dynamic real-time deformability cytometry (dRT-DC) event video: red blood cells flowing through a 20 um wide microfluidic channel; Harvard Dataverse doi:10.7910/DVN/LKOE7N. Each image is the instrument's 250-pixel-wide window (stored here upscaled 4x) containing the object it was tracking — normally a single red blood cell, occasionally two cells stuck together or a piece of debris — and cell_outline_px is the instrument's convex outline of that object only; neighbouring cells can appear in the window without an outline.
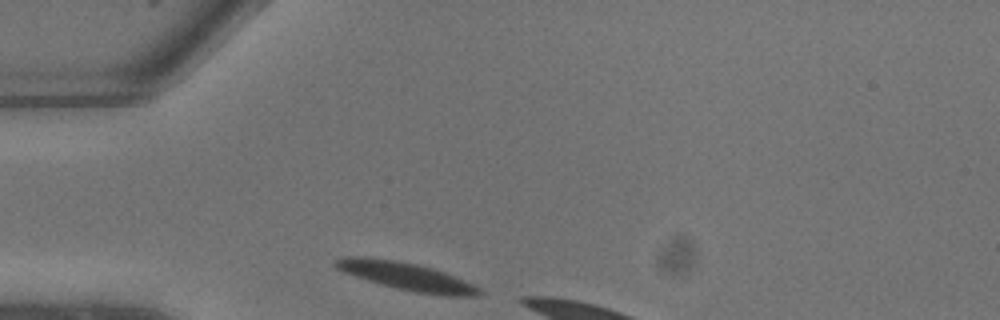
{"species": "common noctule bat (a hibernating species)", "species_latin": "Nyctalus noctula", "temperature_condition": "warm", "stored_images_in_passage": 3, "camera_frame_rate_fps": 3000, "um_per_image_px": 0.085, "animal": {"sex": "male", "body_mass_g": 13.3}, "frame": {"image": 1, "passage_image": 1, "time_ms": 0.0, "image_size_px": [1000, 320], "cell_outline_px": [[484, 292], [476, 296], [448, 296], [416, 292], [396, 288], [380, 284], [344, 272], [336, 268], [332, 264], [336, 260], [344, 256], [360, 256], [392, 260], [416, 264], [432, 268], [444, 272], [464, 280], [480, 288]], "centroid_in_image_um": [34.55, 23.49], "position_along_channel_um": 50.5, "area_um2": 23.0}}